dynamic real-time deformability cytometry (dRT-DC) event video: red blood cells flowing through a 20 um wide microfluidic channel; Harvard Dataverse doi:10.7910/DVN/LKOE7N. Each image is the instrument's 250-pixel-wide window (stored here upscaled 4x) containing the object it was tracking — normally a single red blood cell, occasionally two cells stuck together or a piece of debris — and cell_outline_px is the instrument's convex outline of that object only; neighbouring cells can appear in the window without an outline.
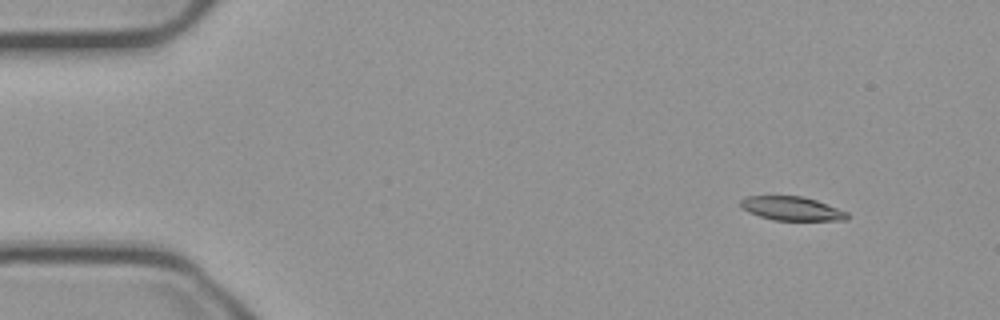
{"species": "common noctule bat (a hibernating species)", "species_latin": "Nyctalus noctula", "temperature_condition": "cold", "stored_images_in_passage": 10, "camera_frame_rate_fps": 3000, "um_per_image_px": 0.085, "animal": {"sex": "male", "body_mass_g": 23.1, "forearm_length_mm": 52.7}, "frame": {"image": 1, "passage_image": 1, "time_ms": 0.0, "image_size_px": [1000, 320], "cell_outline_px": [[848, 220], [772, 220], [748, 212], [740, 204], [740, 200], [744, 196], [800, 196], [816, 200], [848, 212]], "centroid_in_image_um": [67.29, 17.72], "position_along_channel_um": 17.7, "area_um2": 14.74}}